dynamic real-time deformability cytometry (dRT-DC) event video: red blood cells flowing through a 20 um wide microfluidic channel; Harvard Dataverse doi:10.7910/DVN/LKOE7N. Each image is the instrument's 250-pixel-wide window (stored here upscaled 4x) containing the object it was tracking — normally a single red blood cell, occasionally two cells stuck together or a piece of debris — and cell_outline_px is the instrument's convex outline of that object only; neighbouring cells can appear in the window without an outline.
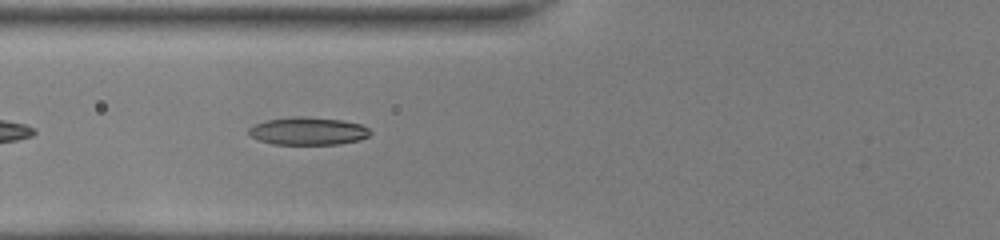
{"species": "common noctule bat (a hibernating species)", "species_latin": "Nyctalus noctula", "temperature_condition": "room temperature", "stored_images_in_passage": 34, "camera_frame_rate_fps": 3000, "um_per_image_px": 0.085, "animal": {"sex": "female", "body_mass_g": 22.0, "forearm_length_mm": 56.7}, "frame": {"image": 1, "passage_image": 6, "time_ms": 1.667, "image_size_px": [1000, 240], "cell_outline_px": [[372, 132], [368, 136], [360, 140], [340, 144], [272, 144], [260, 140], [252, 136], [248, 132], [248, 128], [256, 124], [268, 120], [292, 116], [304, 116], [340, 120], [360, 124], [368, 128]], "centroid_in_image_um": [26.2, 11.14], "position_along_channel_um": 99.6, "area_um2": 19.54}}
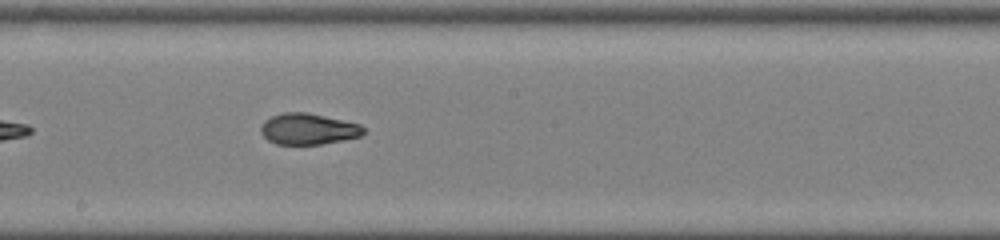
{"frame": {"image": 2, "passage_image": 15, "time_ms": 4.667, "image_size_px": [1000, 240], "cell_outline_px": [[364, 132], [360, 136], [320, 144], [276, 144], [268, 140], [260, 132], [260, 128], [264, 120], [272, 116], [284, 112], [308, 112], [360, 124], [364, 128]], "centroid_in_image_um": [26.16, 10.95], "position_along_channel_um": 222.0, "area_um2": 18.5}}
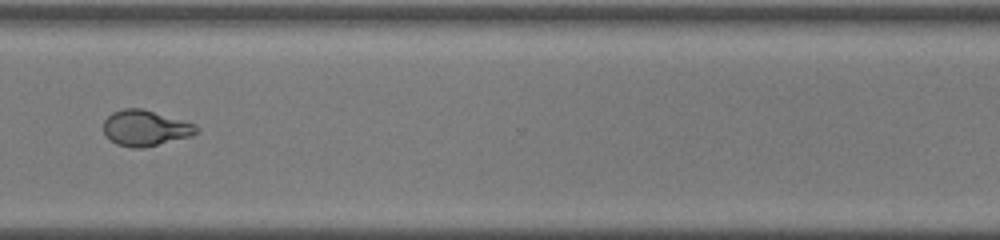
{"frame": {"image": 3, "passage_image": 25, "time_ms": 8.0, "image_size_px": [1000, 240], "cell_outline_px": [[200, 132], [192, 136], [144, 148], [132, 148], [116, 144], [104, 132], [104, 120], [112, 112], [124, 108], [144, 108], [196, 124], [200, 128]], "centroid_in_image_um": [12.41, 10.88], "position_along_channel_um": 358.2, "area_um2": 19.59}, "authors_computed_cell_mechanics": {"area_um2": 18.9006, "velocity_mm_per_s": 4.0768, "shape_relaxation_time_tau1_ms": null, "shape_relaxation_time_tau2_ms": 1.5645, "deformation_change_tau1": null, "deformation_change_tau2": 0.0785}}